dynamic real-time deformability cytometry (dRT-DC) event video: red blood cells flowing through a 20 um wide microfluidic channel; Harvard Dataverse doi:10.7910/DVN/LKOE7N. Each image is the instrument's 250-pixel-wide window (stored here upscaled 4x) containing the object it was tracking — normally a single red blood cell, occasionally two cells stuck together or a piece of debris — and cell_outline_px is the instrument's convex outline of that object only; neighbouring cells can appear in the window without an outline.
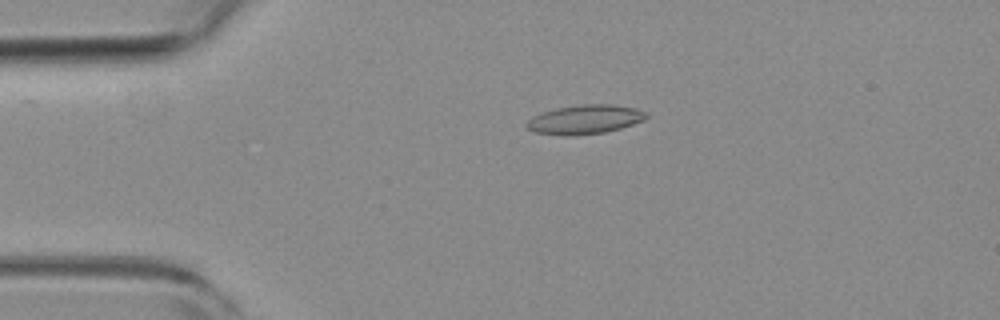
{"species": "common noctule bat (a hibernating species)", "species_latin": "Nyctalus noctula", "temperature_condition": "room temperature", "stored_images_in_passage": 45, "camera_frame_rate_fps": 3000, "um_per_image_px": 0.085, "animal": {"sex": "female", "body_mass_g": 19.3, "forearm_length_mm": 54.1}, "frame": {"image": 1, "passage_image": 2, "time_ms": 0.333, "image_size_px": [1000, 320], "cell_outline_px": [[648, 116], [644, 120], [620, 128], [604, 132], [572, 136], [564, 136], [536, 132], [528, 128], [524, 124], [532, 116], [540, 112], [556, 108], [584, 104], [612, 104], [636, 108], [644, 112]], "centroid_in_image_um": [49.68, 10.15], "position_along_channel_um": 35.3, "area_um2": 20.29}}
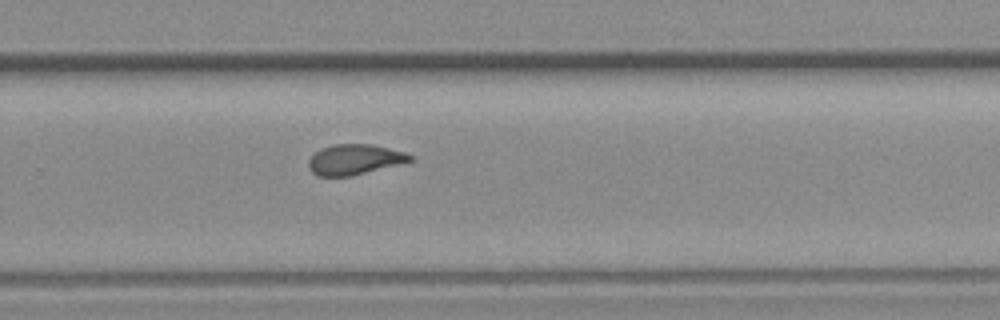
{"frame": {"image": 2, "passage_image": 26, "time_ms": 8.333, "image_size_px": [1000, 320], "cell_outline_px": [[412, 160], [400, 164], [352, 176], [316, 176], [308, 168], [308, 160], [320, 148], [332, 144], [372, 144], [404, 152], [412, 156]], "centroid_in_image_um": [30.1, 13.56], "position_along_channel_um": 299.7, "area_um2": 17.98}}
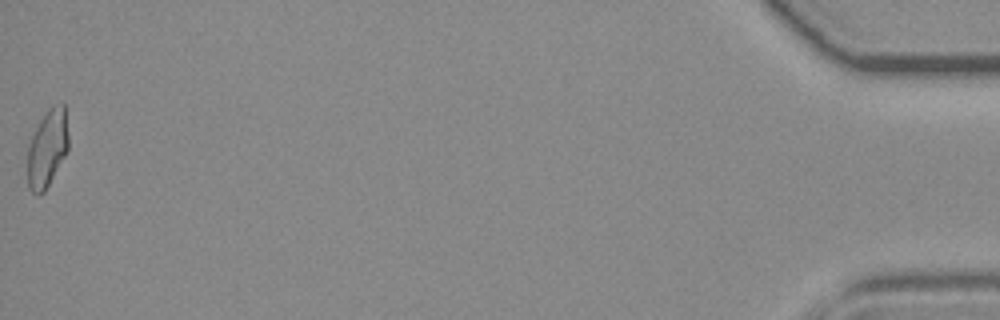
{"frame": {"image": 3, "passage_image": 45, "time_ms": 14.667, "image_size_px": [1000, 320], "cell_outline_px": [[68, 148], [64, 156], [44, 192], [36, 196], [28, 188], [28, 144], [40, 120], [48, 108], [52, 104], [64, 104], [68, 136]], "centroid_in_image_um": [4.01, 12.6], "position_along_channel_um": 431.2, "area_um2": 18.26}, "authors_computed_cell_mechanics": {"area_um2": 18.496, "velocity_mm_per_s": 3.7534, "shape_relaxation_time_tau1_ms": null, "shape_relaxation_time_tau2_ms": 1.8461, "deformation_change_tau1": null, "deformation_change_tau2": 0.0841}}